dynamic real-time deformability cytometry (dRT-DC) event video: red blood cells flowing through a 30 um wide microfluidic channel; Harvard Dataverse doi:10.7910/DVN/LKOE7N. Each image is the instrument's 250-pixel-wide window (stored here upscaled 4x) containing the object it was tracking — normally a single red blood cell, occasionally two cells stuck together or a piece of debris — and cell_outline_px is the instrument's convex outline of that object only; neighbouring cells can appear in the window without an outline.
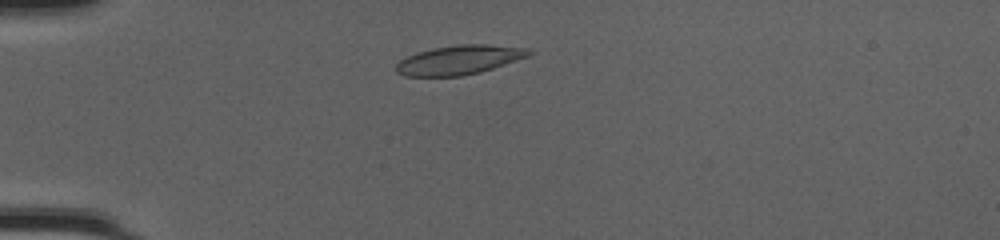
{"species": "common noctule bat (a hibernating species)", "species_latin": "Nyctalus noctula", "temperature_condition": "cold", "stored_images_in_passage": 39, "camera_frame_rate_fps": 3000, "um_per_image_px": 0.085, "animal": {"sex": "female", "body_mass_g": 20.0, "forearm_length_mm": 54.0}, "frame": {"image": 1, "passage_image": 3, "time_ms": 0.667, "image_size_px": [1000, 240], "cell_outline_px": [[536, 52], [528, 56], [480, 72], [460, 76], [404, 76], [396, 72], [396, 64], [400, 60], [416, 52], [432, 48], [460, 44], [488, 44], [528, 48]], "centroid_in_image_um": [39.03, 5.08], "position_along_channel_um": 46.0, "area_um2": 22.6}}
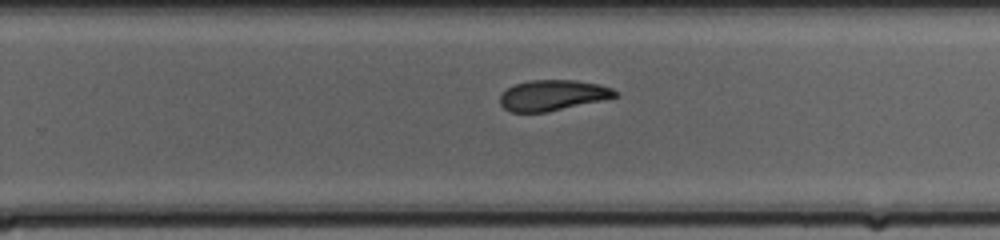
{"frame": {"image": 2, "passage_image": 22, "time_ms": 7.0, "image_size_px": [1000, 240], "cell_outline_px": [[620, 96], [548, 112], [508, 112], [500, 104], [500, 96], [508, 88], [516, 84], [528, 80], [576, 80], [600, 84], [612, 88], [620, 92]], "centroid_in_image_um": [47.02, 8.1], "position_along_channel_um": 282.8, "area_um2": 20.69}}
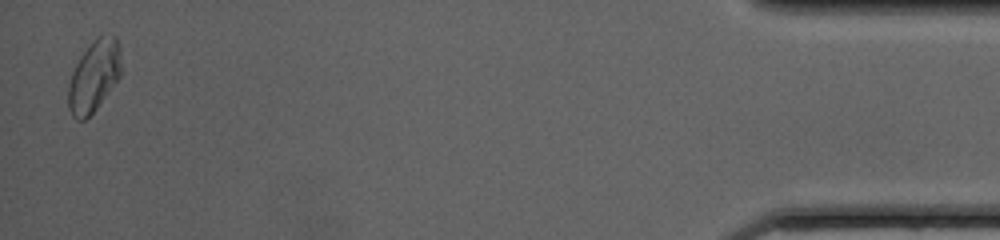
{"frame": {"image": 3, "passage_image": 38, "time_ms": 12.333, "image_size_px": [1000, 240], "cell_outline_px": [[124, 72], [96, 108], [84, 120], [76, 120], [72, 116], [68, 108], [68, 84], [72, 72], [80, 56], [88, 44], [100, 36], [116, 36], [120, 44], [124, 68]], "centroid_in_image_um": [8.03, 6.44], "position_along_channel_um": 427.2, "area_um2": 22.43}, "authors_computed_cell_mechanics": {"area_um2": 21.9062, "velocity_mm_per_s": 4.2309, "shape_relaxation_time_tau1_ms": 3.4109, "shape_relaxation_time_tau2_ms": 2.5157, "deformation_change_tau1": 0.1547, "deformation_change_tau2": 0.0893}}